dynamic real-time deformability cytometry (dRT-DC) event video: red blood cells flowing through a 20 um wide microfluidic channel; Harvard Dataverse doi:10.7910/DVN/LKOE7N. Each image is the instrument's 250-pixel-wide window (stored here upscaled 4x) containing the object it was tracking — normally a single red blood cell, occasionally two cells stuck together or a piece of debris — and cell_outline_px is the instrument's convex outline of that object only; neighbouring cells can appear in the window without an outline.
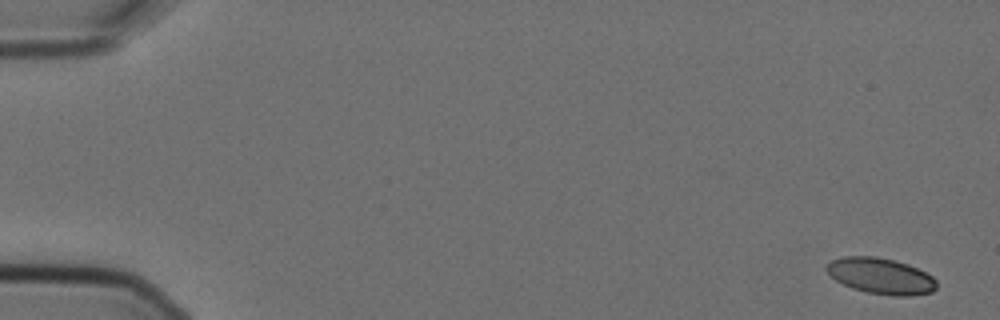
{"species": "Egyptian fruit bat (a non-hibernating species)", "species_latin": "Rousettus aegyptiacus", "temperature_condition": "cold", "stored_images_in_passage": 3, "camera_frame_rate_fps": 3000, "um_per_image_px": 0.085, "animal": {"sex": "female"}, "frame": {"image": 1, "passage_image": 1, "time_ms": 0.0, "image_size_px": [1000, 320], "cell_outline_px": [[936, 288], [932, 292], [908, 296], [892, 296], [868, 292], [852, 288], [836, 280], [824, 268], [832, 260], [844, 256], [876, 256], [896, 260], [908, 264], [932, 276], [936, 280]], "centroid_in_image_um": [74.88, 23.45], "position_along_channel_um": 10.1, "area_um2": 23.0}}